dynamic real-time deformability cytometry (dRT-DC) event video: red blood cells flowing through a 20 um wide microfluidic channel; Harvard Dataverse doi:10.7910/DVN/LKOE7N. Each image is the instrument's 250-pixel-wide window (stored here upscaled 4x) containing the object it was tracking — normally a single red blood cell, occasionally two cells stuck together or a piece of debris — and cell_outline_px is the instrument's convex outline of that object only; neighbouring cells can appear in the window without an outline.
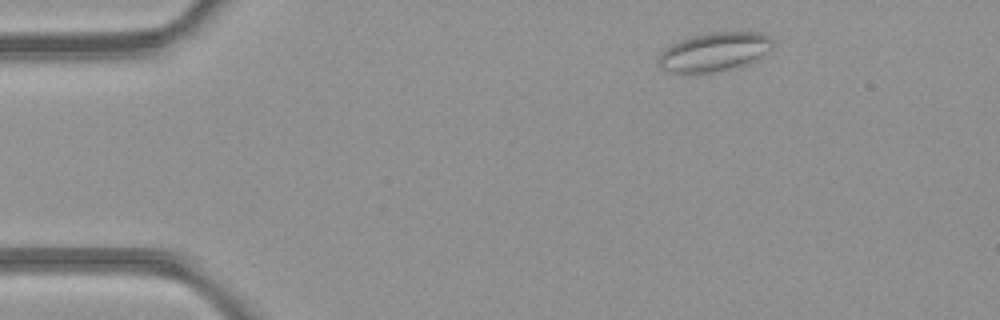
{"species": "common noctule bat (a hibernating species)", "species_latin": "Nyctalus noctula", "temperature_condition": "room temperature", "stored_images_in_passage": 44, "camera_frame_rate_fps": 3000, "um_per_image_px": 0.085, "animal": {"sex": "female", "body_mass_g": 21.9}, "frame": {"image": 1, "passage_image": 2, "time_ms": 0.333, "image_size_px": [1000, 320], "cell_outline_px": [[772, 48], [756, 60], [748, 64], [712, 72], [668, 72], [660, 68], [656, 60], [664, 48], [680, 40], [692, 36], [708, 32], [760, 32], [768, 36], [772, 40]], "centroid_in_image_um": [60.69, 4.4], "position_along_channel_um": 24.3, "area_um2": 25.78}}
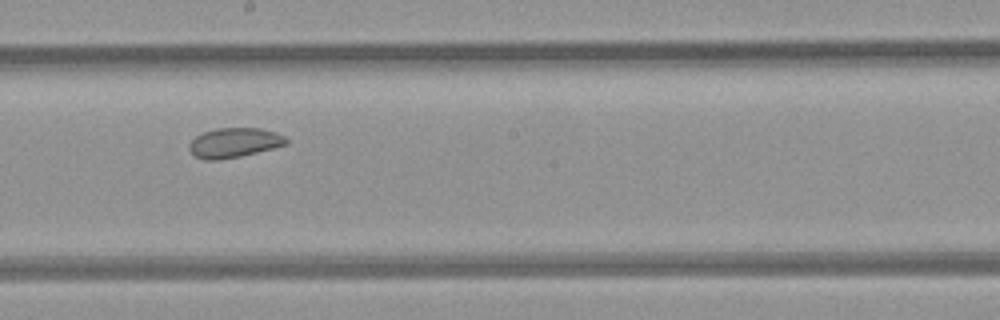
{"frame": {"image": 2, "passage_image": 22, "time_ms": 7.0, "image_size_px": [1000, 320], "cell_outline_px": [[288, 144], [240, 156], [220, 160], [204, 160], [196, 156], [188, 148], [188, 144], [196, 136], [204, 132], [216, 128], [260, 128], [276, 132], [284, 136], [288, 140]], "centroid_in_image_um": [19.9, 12.13], "position_along_channel_um": 228.3, "area_um2": 16.7}}
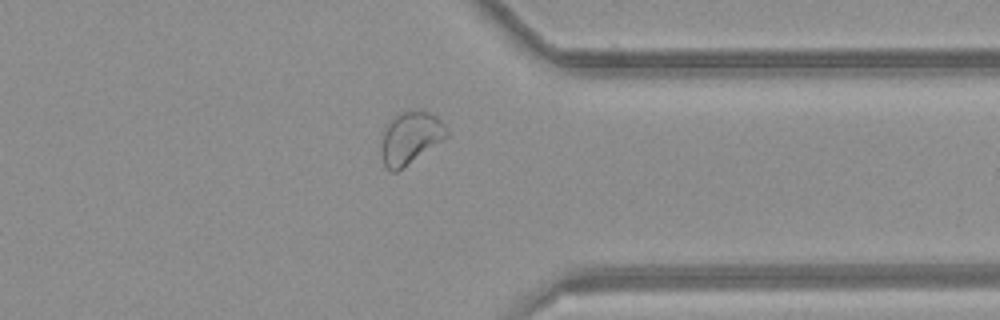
{"frame": {"image": 3, "passage_image": 33, "time_ms": 10.667, "image_size_px": [1000, 320], "cell_outline_px": [[448, 136], [396, 172], [392, 172], [384, 168], [380, 156], [380, 144], [384, 128], [388, 120], [392, 116], [400, 112], [420, 108], [436, 116], [444, 124], [448, 132]], "centroid_in_image_um": [34.81, 11.69], "position_along_channel_um": 376.6, "area_um2": 20.35}, "authors_computed_cell_mechanics": {"area_um2": 20.4034, "velocity_mm_per_s": 4.2024, "shape_relaxation_time_tau1_ms": null, "shape_relaxation_time_tau2_ms": 2.6646, "deformation_change_tau1": null, "deformation_change_tau2": 0.0711}}